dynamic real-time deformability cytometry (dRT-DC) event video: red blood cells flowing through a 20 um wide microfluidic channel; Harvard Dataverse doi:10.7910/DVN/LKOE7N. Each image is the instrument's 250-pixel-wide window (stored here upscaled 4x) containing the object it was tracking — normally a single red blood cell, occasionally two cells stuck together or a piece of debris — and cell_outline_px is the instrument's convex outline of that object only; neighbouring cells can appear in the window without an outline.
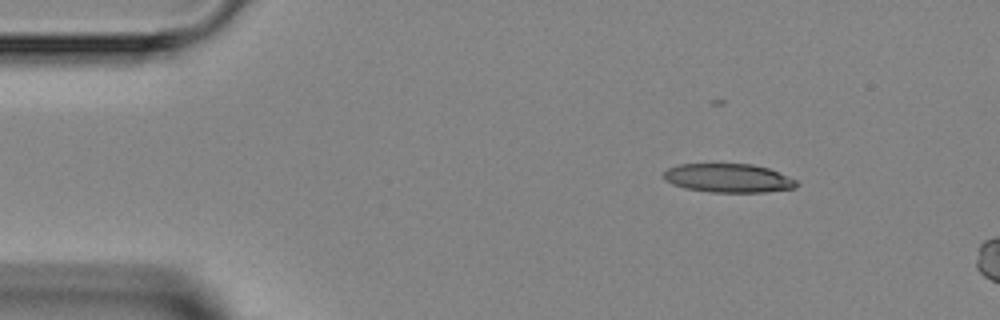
{"species": "Egyptian fruit bat (a non-hibernating species)", "species_latin": "Rousettus aegyptiacus", "temperature_condition": "room temperature", "stored_images_in_passage": 3, "camera_frame_rate_fps": 3000, "um_per_image_px": 0.085, "animal": {"sex": "female"}, "frame": {"image": 1, "passage_image": 1, "time_ms": 0.0, "image_size_px": [1000, 320], "cell_outline_px": [[800, 184], [796, 188], [764, 192], [712, 192], [684, 188], [672, 184], [664, 180], [664, 172], [668, 168], [680, 164], [752, 164], [768, 168], [796, 180]], "centroid_in_image_um": [61.91, 15.14], "position_along_channel_um": 23.1, "area_um2": 22.25}}